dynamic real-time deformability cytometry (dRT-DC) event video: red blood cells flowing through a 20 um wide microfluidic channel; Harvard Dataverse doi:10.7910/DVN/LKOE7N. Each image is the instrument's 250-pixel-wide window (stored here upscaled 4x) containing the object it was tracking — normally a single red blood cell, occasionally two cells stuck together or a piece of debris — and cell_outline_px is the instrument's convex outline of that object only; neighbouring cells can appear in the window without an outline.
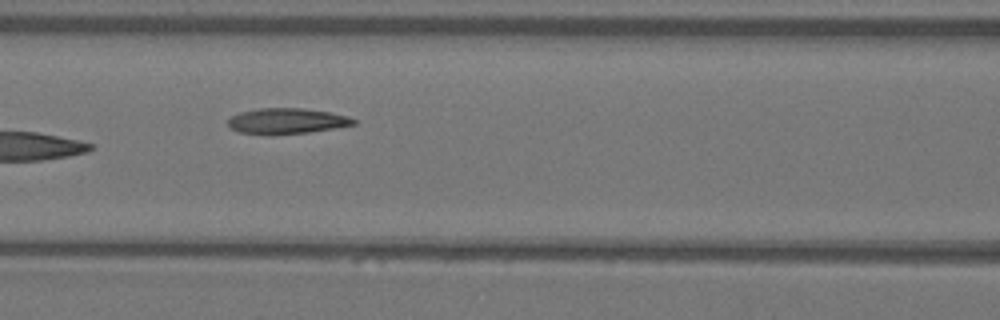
{"species": "Egyptian fruit bat (a non-hibernating species)", "species_latin": "Rousettus aegyptiacus", "temperature_condition": "warm", "stored_images_in_passage": 8, "camera_frame_rate_fps": 3000, "um_per_image_px": 0.085, "animal": {"sex": "female"}, "frame": {"image": 1, "passage_image": 7, "time_ms": 2.0, "image_size_px": [1000, 320], "cell_outline_px": [[356, 124], [336, 128], [308, 132], [272, 136], [268, 136], [240, 132], [232, 128], [228, 124], [228, 120], [232, 116], [240, 112], [260, 108], [304, 108], [332, 112], [348, 116], [356, 120]], "centroid_in_image_um": [24.4, 10.3], "position_along_channel_um": 142.2, "area_um2": 19.07}}